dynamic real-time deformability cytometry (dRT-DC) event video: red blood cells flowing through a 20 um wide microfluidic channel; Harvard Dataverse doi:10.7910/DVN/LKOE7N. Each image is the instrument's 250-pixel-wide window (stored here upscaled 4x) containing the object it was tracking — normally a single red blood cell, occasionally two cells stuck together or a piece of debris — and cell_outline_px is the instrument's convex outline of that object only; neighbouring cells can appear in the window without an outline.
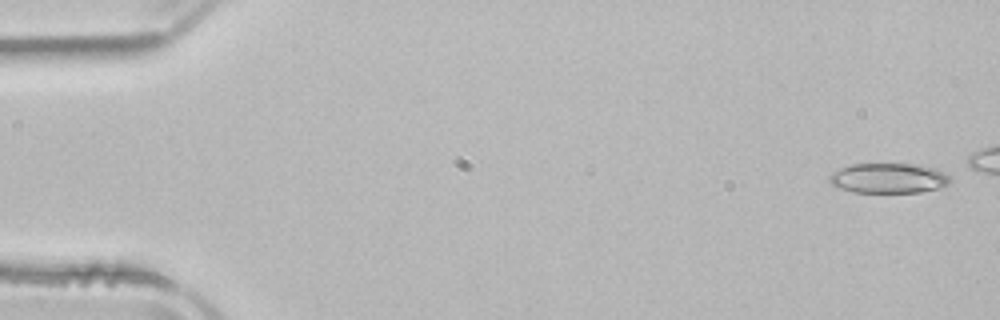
{"species": "common noctule bat (a hibernating species)", "species_latin": "Nyctalus noctula", "temperature_condition": "room temperature", "stored_images_in_passage": 12, "camera_frame_rate_fps": 3000, "um_per_image_px": 0.085, "animal": {"sex": "male", "body_mass_g": 21.5, "forearm_length_mm": 52.0}, "frame": {"image": 1, "passage_image": 1, "time_ms": 0.0, "image_size_px": [1000, 320], "cell_outline_px": [[952, 180], [948, 184], [936, 188], [920, 192], [852, 192], [840, 188], [832, 184], [828, 180], [828, 176], [832, 172], [840, 168], [852, 164], [920, 164], [936, 168], [944, 172]], "centroid_in_image_um": [75.52, 15.13], "position_along_channel_um": 9.5, "area_um2": 21.15}}